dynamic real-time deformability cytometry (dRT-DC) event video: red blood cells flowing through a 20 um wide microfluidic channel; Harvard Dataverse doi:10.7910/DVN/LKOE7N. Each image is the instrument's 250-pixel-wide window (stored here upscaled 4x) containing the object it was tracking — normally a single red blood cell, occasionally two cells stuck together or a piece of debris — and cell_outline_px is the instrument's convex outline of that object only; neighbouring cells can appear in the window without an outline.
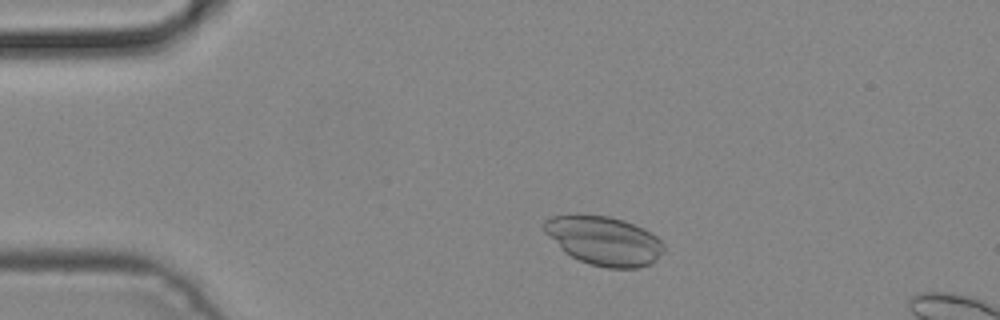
{"species": "common noctule bat (a hibernating species)", "species_latin": "Nyctalus noctula", "temperature_condition": "cold", "stored_images_in_passage": 3, "camera_frame_rate_fps": 3000, "um_per_image_px": 0.085, "animal": {"sex": "male", "body_mass_g": 19.2, "forearm_length_mm": 51.8}, "frame": {"image": 1, "passage_image": 1, "time_ms": 0.0, "image_size_px": [1000, 320], "cell_outline_px": [[664, 252], [652, 264], [636, 268], [608, 268], [592, 264], [580, 260], [564, 252], [544, 232], [544, 220], [552, 216], [608, 216], [624, 220], [644, 228], [656, 236], [664, 244]], "centroid_in_image_um": [51.38, 20.48], "position_along_channel_um": 33.6, "area_um2": 33.81}}